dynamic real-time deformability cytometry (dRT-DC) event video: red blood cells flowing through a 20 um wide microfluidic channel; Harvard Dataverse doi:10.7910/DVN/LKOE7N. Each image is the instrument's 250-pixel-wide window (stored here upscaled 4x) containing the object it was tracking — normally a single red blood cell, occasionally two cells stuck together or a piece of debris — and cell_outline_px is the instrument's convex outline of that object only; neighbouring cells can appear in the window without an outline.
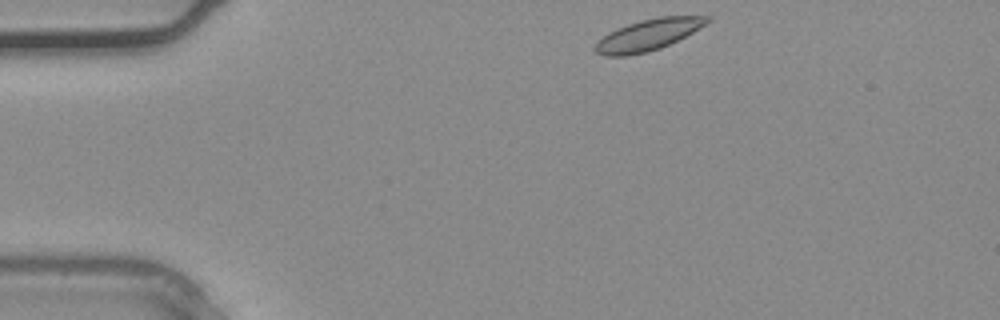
{"species": "common noctule bat (a hibernating species)", "species_latin": "Nyctalus noctula", "temperature_condition": "warm", "stored_images_in_passage": 32, "camera_frame_rate_fps": 3000, "um_per_image_px": 0.085, "animal": {"sex": "male", "body_mass_g": 20.4}, "frame": {"image": 1, "passage_image": 1, "time_ms": 0.0, "image_size_px": [1000, 320], "cell_outline_px": [[712, 20], [692, 32], [660, 48], [648, 52], [628, 56], [604, 56], [596, 52], [592, 48], [596, 40], [616, 28], [640, 20], [660, 16], [712, 16]], "centroid_in_image_um": [55.03, 2.97], "position_along_channel_um": 30.0, "area_um2": 20.46}}
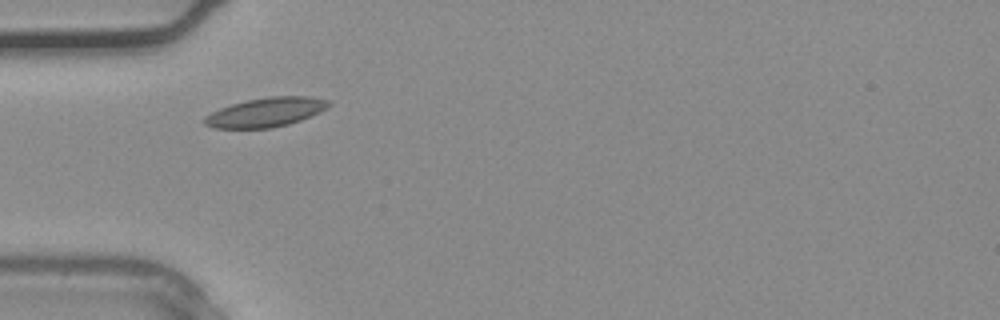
{"frame": {"image": 2, "passage_image": 6, "time_ms": 1.667, "image_size_px": [1000, 320], "cell_outline_px": [[332, 104], [320, 112], [300, 120], [288, 124], [272, 128], [216, 128], [204, 124], [204, 116], [220, 108], [232, 104], [248, 100], [268, 96], [308, 96], [332, 100]], "centroid_in_image_um": [22.63, 9.53], "position_along_channel_um": 62.4, "area_um2": 21.15}}
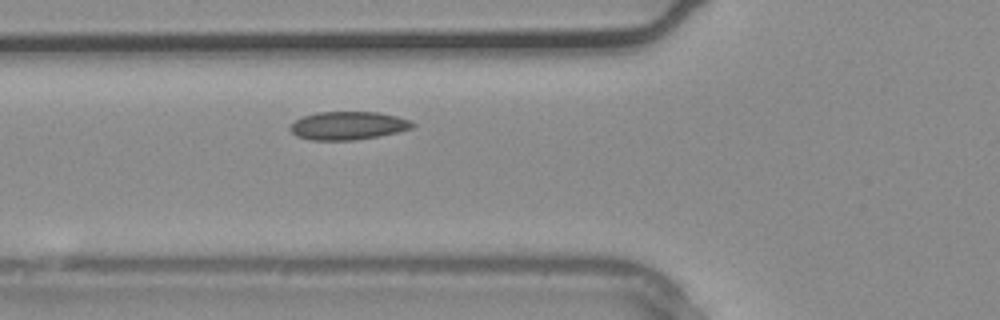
{"frame": {"image": 3, "passage_image": 8, "time_ms": 2.333, "image_size_px": [1000, 320], "cell_outline_px": [[416, 124], [412, 128], [380, 136], [352, 140], [312, 140], [296, 136], [288, 128], [296, 120], [304, 116], [316, 112], [380, 112], [396, 116], [408, 120]], "centroid_in_image_um": [29.57, 10.68], "position_along_channel_um": 96.2, "area_um2": 20.0}}